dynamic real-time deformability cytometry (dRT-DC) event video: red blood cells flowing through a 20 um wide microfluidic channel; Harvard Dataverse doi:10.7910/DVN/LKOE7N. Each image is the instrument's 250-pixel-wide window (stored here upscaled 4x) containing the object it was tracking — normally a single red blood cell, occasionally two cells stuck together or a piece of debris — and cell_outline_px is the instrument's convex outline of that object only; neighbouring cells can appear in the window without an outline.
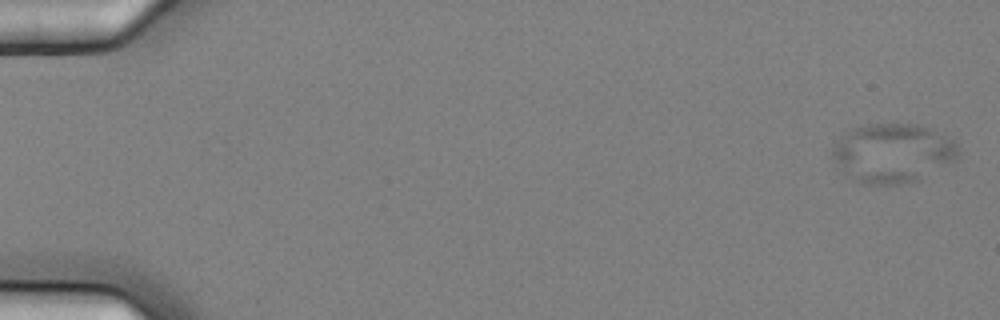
{"species": "common noctule bat (a hibernating species)", "species_latin": "Nyctalus noctula", "temperature_condition": "cold", "stored_images_in_passage": 5, "segment_of_instrument_passage": [2, 2], "camera_frame_rate_fps": 3000, "um_per_image_px": 0.085, "animal": {"sex": "female", "body_mass_g": 25.1}, "frame": {"image": 1, "passage_image": 5, "time_ms": 1.333, "image_size_px": [1000, 320], "cell_outline_px": [[960, 152], [956, 160], [916, 180], [900, 184], [860, 184], [852, 180], [832, 160], [832, 144], [844, 132], [852, 128], [864, 124], [920, 124], [956, 140]], "centroid_in_image_um": [75.85, 12.99], "position_along_channel_um": 9.2, "area_um2": 43.81}}